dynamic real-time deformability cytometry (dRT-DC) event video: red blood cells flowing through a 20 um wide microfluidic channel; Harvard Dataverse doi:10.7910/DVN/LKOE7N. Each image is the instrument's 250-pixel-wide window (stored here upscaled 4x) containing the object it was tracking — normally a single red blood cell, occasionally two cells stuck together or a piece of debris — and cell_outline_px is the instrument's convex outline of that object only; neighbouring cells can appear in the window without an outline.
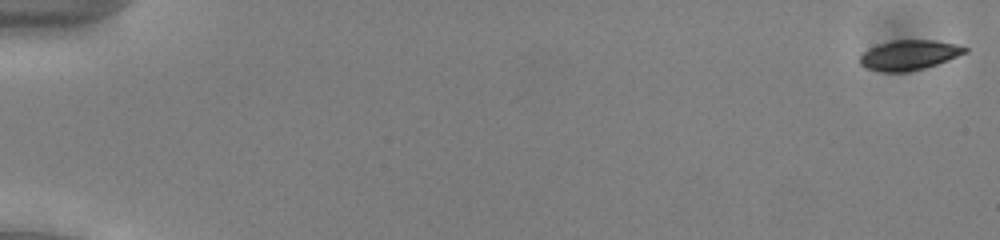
{"species": "common noctule bat (a hibernating species)", "species_latin": "Nyctalus noctula", "temperature_condition": "cold", "stored_images_in_passage": 53, "camera_frame_rate_fps": 3000, "um_per_image_px": 0.085, "animal": {"sex": "male", "body_mass_g": 13.0, "forearm_length_mm": 53.1}, "frame": {"image": 1, "passage_image": 1, "time_ms": 0.0, "image_size_px": [1000, 240], "cell_outline_px": [[968, 52], [948, 60], [924, 68], [904, 72], [884, 72], [868, 68], [860, 64], [860, 56], [864, 52], [880, 44], [896, 40], [932, 40], [956, 44], [968, 48]], "centroid_in_image_um": [77.31, 4.68], "position_along_channel_um": 7.7, "area_um2": 17.98}}
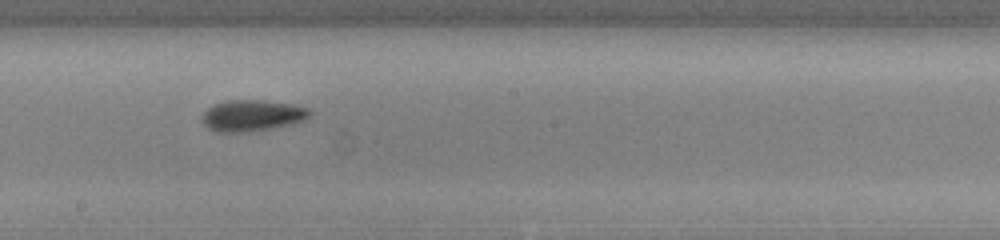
{"frame": {"image": 2, "passage_image": 31, "time_ms": 10.0, "image_size_px": [1000, 240], "cell_outline_px": [[312, 112], [304, 120], [292, 124], [272, 128], [248, 132], [216, 132], [208, 128], [200, 120], [200, 116], [212, 104], [228, 100], [264, 100], [292, 104], [308, 108]], "centroid_in_image_um": [21.39, 9.82], "position_along_channel_um": 226.8, "area_um2": 19.83}}
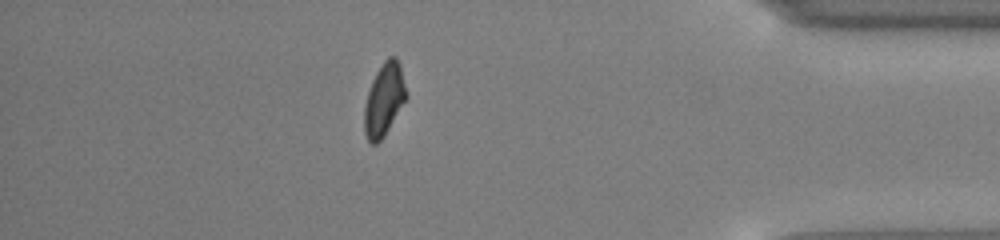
{"frame": {"image": 3, "passage_image": 47, "time_ms": 15.333, "image_size_px": [1000, 240], "cell_outline_px": [[408, 96], [384, 136], [376, 144], [372, 144], [368, 140], [364, 132], [364, 108], [368, 92], [372, 80], [376, 72], [384, 60], [388, 56], [396, 56], [400, 64]], "centroid_in_image_um": [32.65, 8.44], "position_along_channel_um": 402.5, "area_um2": 17.74}, "authors_computed_cell_mechanics": {"area_um2": 18.0914, "velocity_mm_per_s": 3.9475, "shape_relaxation_time_tau1_ms": 2.4805, "shape_relaxation_time_tau2_ms": 5.15, "deformation_change_tau1": 0.1123, "deformation_change_tau2": 0.1182}}